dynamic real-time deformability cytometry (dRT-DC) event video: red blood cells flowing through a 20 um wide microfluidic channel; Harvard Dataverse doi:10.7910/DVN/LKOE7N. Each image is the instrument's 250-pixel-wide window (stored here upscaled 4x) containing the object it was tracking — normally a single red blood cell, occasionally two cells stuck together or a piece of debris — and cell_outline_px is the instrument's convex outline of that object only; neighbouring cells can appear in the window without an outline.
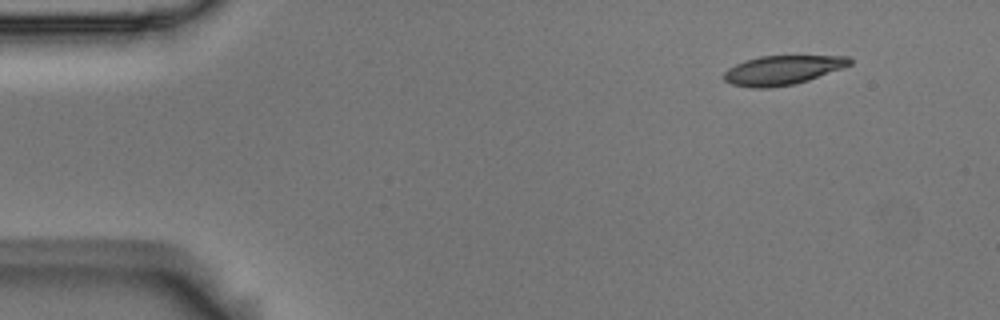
{"species": "Egyptian fruit bat (a non-hibernating species)", "species_latin": "Rousettus aegyptiacus", "temperature_condition": "room temperature", "stored_images_in_passage": 5, "camera_frame_rate_fps": 3000, "um_per_image_px": 0.085, "animal": {"sex": "male"}, "frame": {"image": 1, "passage_image": 1, "time_ms": 0.0, "image_size_px": [1000, 320], "cell_outline_px": [[852, 64], [844, 68], [808, 80], [792, 84], [768, 88], [752, 88], [732, 84], [724, 80], [724, 72], [728, 68], [744, 60], [760, 56], [848, 56], [852, 60]], "centroid_in_image_um": [66.52, 5.95], "position_along_channel_um": 18.5, "area_um2": 21.39}}
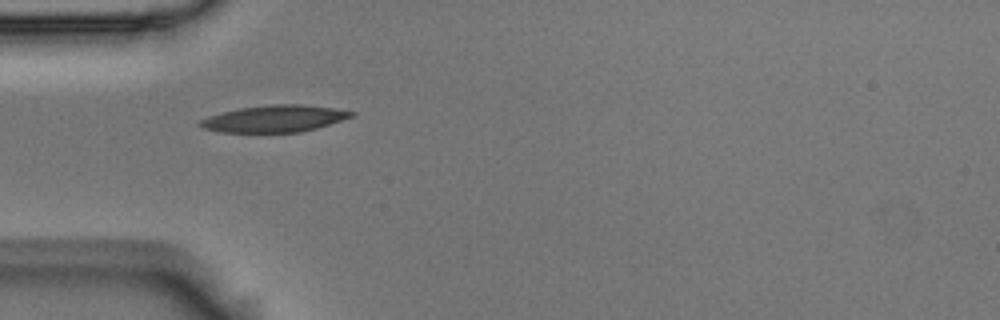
{"frame": {"image": 2, "passage_image": 4, "time_ms": 1.0, "image_size_px": [1000, 320], "cell_outline_px": [[356, 116], [316, 128], [300, 132], [220, 132], [204, 128], [196, 124], [200, 120], [208, 116], [240, 108], [272, 104], [300, 104], [332, 108], [356, 112]], "centroid_in_image_um": [23.34, 10.08], "position_along_channel_um": 61.7, "area_um2": 23.52}}
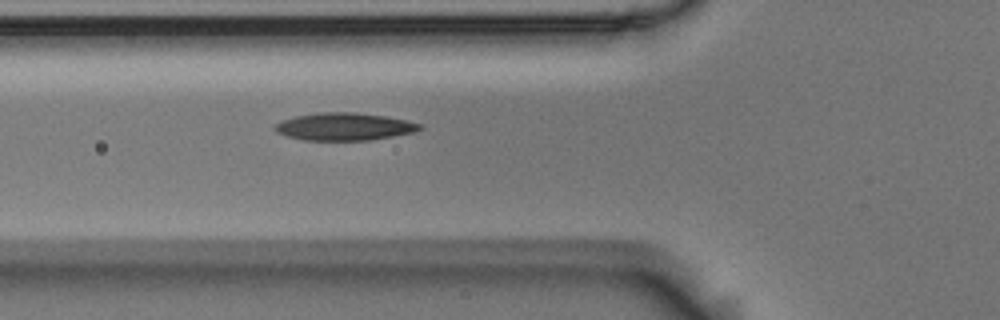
{"frame": {"image": 3, "passage_image": 5, "time_ms": 1.333, "image_size_px": [1000, 320], "cell_outline_px": [[424, 128], [416, 132], [368, 140], [304, 140], [288, 136], [276, 132], [272, 128], [276, 124], [284, 120], [296, 116], [320, 112], [356, 112], [384, 116], [404, 120], [420, 124]], "centroid_in_image_um": [29.26, 10.76], "position_along_channel_um": 96.5, "area_um2": 23.06}}